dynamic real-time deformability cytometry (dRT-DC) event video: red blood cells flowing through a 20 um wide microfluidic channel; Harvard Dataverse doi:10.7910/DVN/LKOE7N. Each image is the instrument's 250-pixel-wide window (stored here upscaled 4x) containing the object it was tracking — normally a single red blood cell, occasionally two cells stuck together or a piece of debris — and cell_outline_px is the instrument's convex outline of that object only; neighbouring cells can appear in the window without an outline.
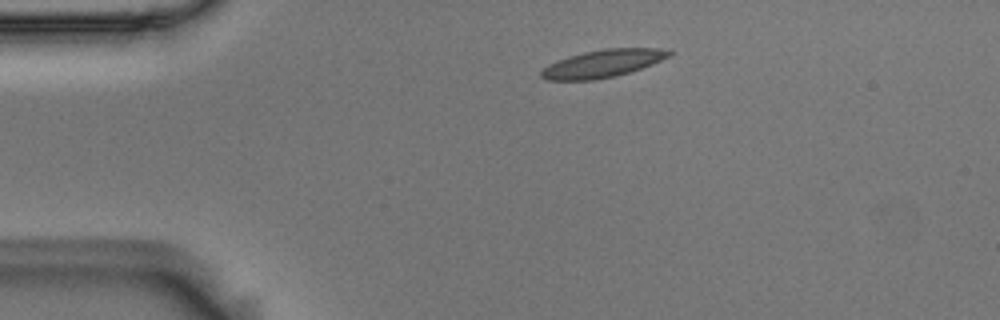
{"species": "Egyptian fruit bat (a non-hibernating species)", "species_latin": "Rousettus aegyptiacus", "temperature_condition": "room temperature", "stored_images_in_passage": 45, "camera_frame_rate_fps": 3000, "um_per_image_px": 0.085, "animal": {"sex": "male"}, "frame": {"image": 1, "passage_image": 1, "time_ms": 0.0, "image_size_px": [1000, 320], "cell_outline_px": [[672, 56], [652, 64], [616, 76], [596, 80], [544, 80], [540, 76], [540, 72], [548, 64], [556, 60], [568, 56], [584, 52], [604, 48], [656, 48], [672, 52]], "centroid_in_image_um": [51.19, 5.4], "position_along_channel_um": 33.8, "area_um2": 20.63}}
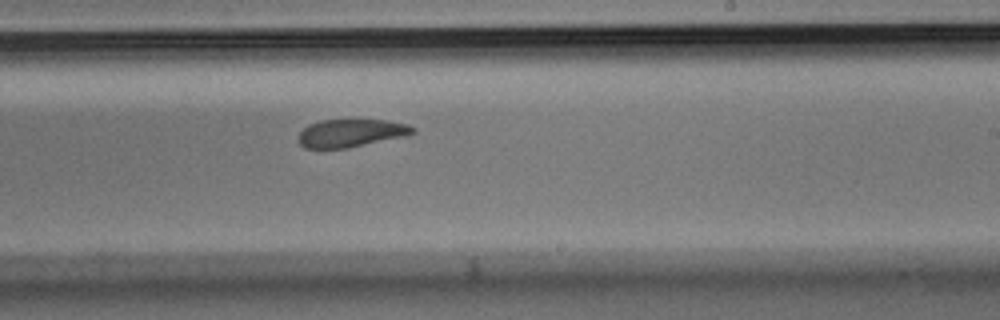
{"frame": {"image": 2, "passage_image": 23, "time_ms": 7.333, "image_size_px": [1000, 320], "cell_outline_px": [[416, 132], [408, 136], [348, 148], [304, 148], [300, 144], [296, 136], [308, 124], [320, 120], [388, 120], [408, 124], [416, 128]], "centroid_in_image_um": [29.86, 11.31], "position_along_channel_um": 259.1, "area_um2": 18.9}}
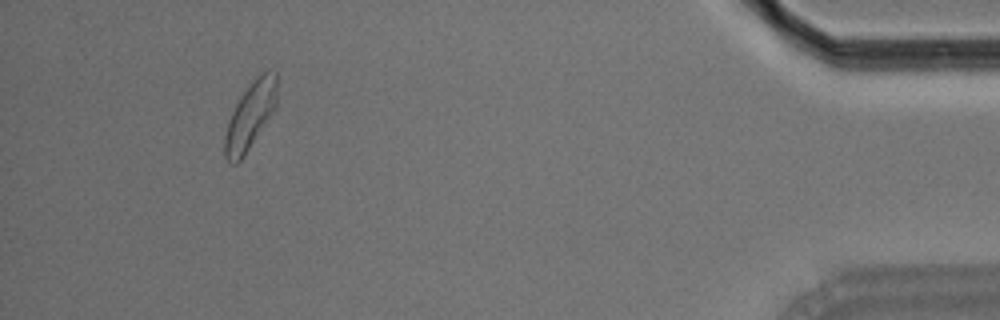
{"frame": {"image": 3, "passage_image": 41, "time_ms": 13.333, "image_size_px": [1000, 320], "cell_outline_px": [[276, 108], [244, 156], [236, 164], [232, 164], [224, 156], [224, 136], [228, 120], [236, 104], [252, 80], [256, 76], [268, 68], [276, 72]], "centroid_in_image_um": [21.27, 9.82], "position_along_channel_um": 413.9, "area_um2": 20.4}, "authors_computed_cell_mechanics": {"area_um2": 20.23, "velocity_mm_per_s": 3.6424, "shape_relaxation_time_tau1_ms": 6.2218, "shape_relaxation_time_tau2_ms": 1.988, "deformation_change_tau1": 0.1514, "deformation_change_tau2": 0.0748}}